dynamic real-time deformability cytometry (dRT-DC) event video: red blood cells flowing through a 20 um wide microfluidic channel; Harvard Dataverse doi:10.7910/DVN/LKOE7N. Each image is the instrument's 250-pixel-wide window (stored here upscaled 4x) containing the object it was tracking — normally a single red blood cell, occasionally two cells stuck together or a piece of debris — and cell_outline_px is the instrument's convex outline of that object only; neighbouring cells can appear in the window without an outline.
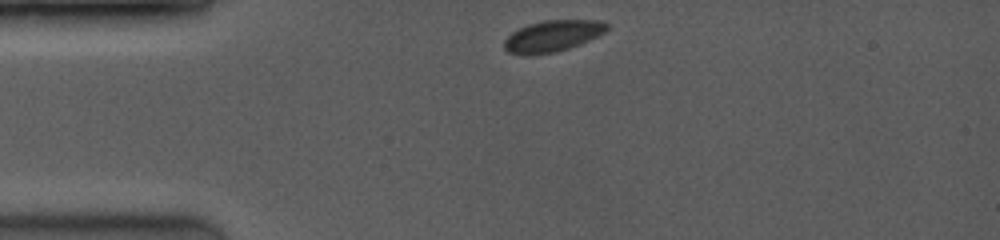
{"species": "common noctule bat (a hibernating species)", "species_latin": "Nyctalus noctula", "temperature_condition": "room temperature", "stored_images_in_passage": 6, "camera_frame_rate_fps": 3500, "um_per_image_px": 0.085, "animal": {"sex": "female", "body_mass_g": 19.0, "forearm_length_mm": 53.3}, "frame": {"image": 1, "passage_image": 1, "time_ms": 0.0, "image_size_px": [1000, 240], "cell_outline_px": [[608, 28], [604, 32], [580, 44], [568, 48], [552, 52], [528, 56], [508, 52], [504, 48], [504, 40], [512, 32], [528, 24], [544, 20], [596, 20], [608, 24]], "centroid_in_image_um": [46.93, 3.06], "position_along_channel_um": 38.1, "area_um2": 18.55}}
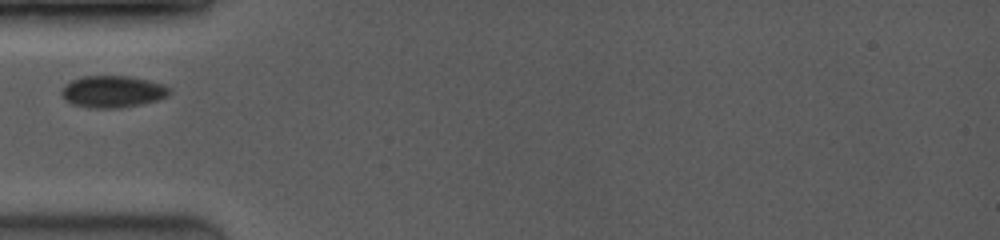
{"frame": {"image": 2, "passage_image": 5, "time_ms": 1.714, "image_size_px": [1000, 240], "cell_outline_px": [[172, 92], [168, 96], [156, 100], [140, 104], [120, 108], [88, 108], [72, 104], [64, 100], [60, 96], [60, 92], [64, 84], [80, 76], [128, 76], [148, 80], [164, 84]], "centroid_in_image_um": [9.52, 7.79], "position_along_channel_um": 75.5, "area_um2": 20.29}}